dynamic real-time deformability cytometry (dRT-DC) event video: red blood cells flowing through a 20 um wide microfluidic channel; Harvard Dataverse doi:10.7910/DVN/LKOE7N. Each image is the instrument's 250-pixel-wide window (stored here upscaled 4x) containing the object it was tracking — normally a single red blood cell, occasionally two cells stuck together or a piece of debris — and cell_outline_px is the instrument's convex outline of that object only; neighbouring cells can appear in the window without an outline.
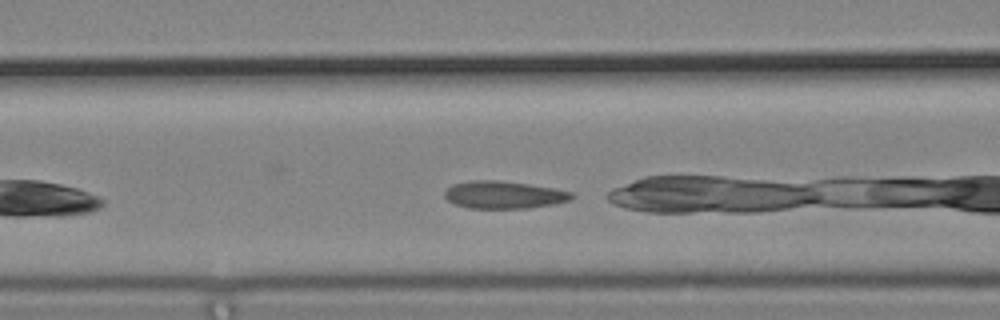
{"species": "common noctule bat (a hibernating species)", "species_latin": "Nyctalus noctula", "temperature_condition": "cold", "stored_images_in_passage": 32, "camera_frame_rate_fps": 3000, "um_per_image_px": 0.085, "animal": {"sex": "male", "body_mass_g": 19.2, "forearm_length_mm": 51.8}, "frame": {"image": 1, "passage_image": 11, "time_ms": 3.333, "image_size_px": [1000, 320], "cell_outline_px": [[576, 196], [572, 200], [552, 204], [528, 208], [468, 208], [456, 204], [448, 200], [444, 196], [444, 192], [452, 184], [468, 180], [500, 180], [528, 184], [552, 188], [572, 192]], "centroid_in_image_um": [42.83, 16.55], "position_along_channel_um": 123.8, "area_um2": 20.4}}
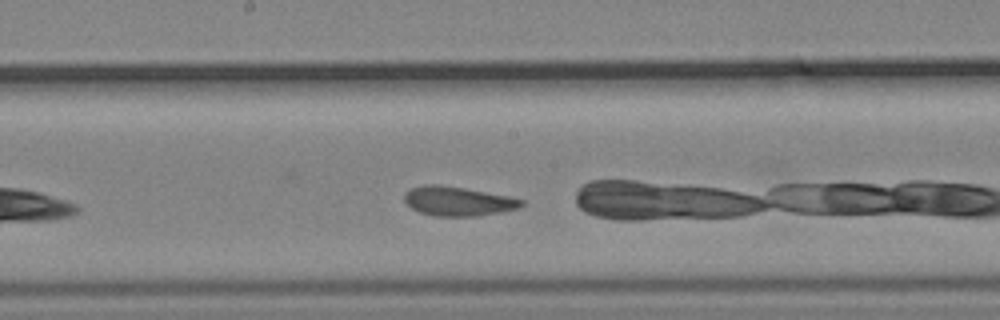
{"frame": {"image": 2, "passage_image": 18, "time_ms": 5.667, "image_size_px": [1000, 320], "cell_outline_px": [[524, 204], [520, 208], [500, 212], [476, 216], [432, 216], [420, 212], [412, 208], [404, 200], [404, 196], [408, 188], [424, 184], [440, 184], [512, 196], [524, 200]], "centroid_in_image_um": [38.94, 17.09], "position_along_channel_um": 209.3, "area_um2": 20.23}}
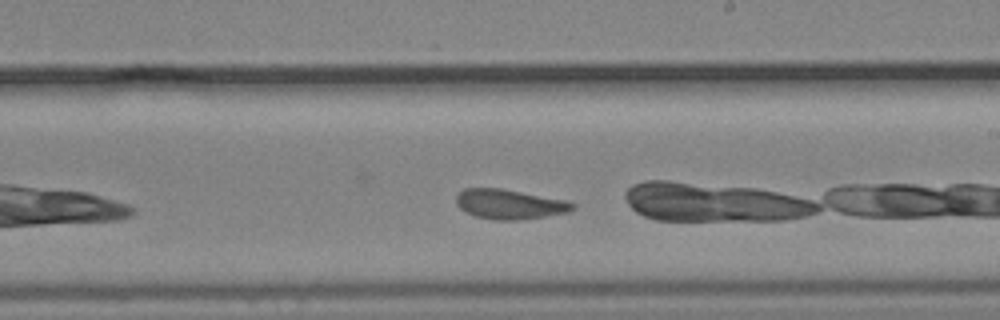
{"frame": {"image": 3, "passage_image": 21, "time_ms": 6.667, "image_size_px": [1000, 320], "cell_outline_px": [[576, 208], [568, 212], [544, 216], [516, 220], [496, 220], [476, 216], [464, 212], [456, 204], [456, 196], [464, 188], [500, 188], [564, 200], [576, 204]], "centroid_in_image_um": [43.28, 17.36], "position_along_channel_um": 245.7, "area_um2": 20.0}}